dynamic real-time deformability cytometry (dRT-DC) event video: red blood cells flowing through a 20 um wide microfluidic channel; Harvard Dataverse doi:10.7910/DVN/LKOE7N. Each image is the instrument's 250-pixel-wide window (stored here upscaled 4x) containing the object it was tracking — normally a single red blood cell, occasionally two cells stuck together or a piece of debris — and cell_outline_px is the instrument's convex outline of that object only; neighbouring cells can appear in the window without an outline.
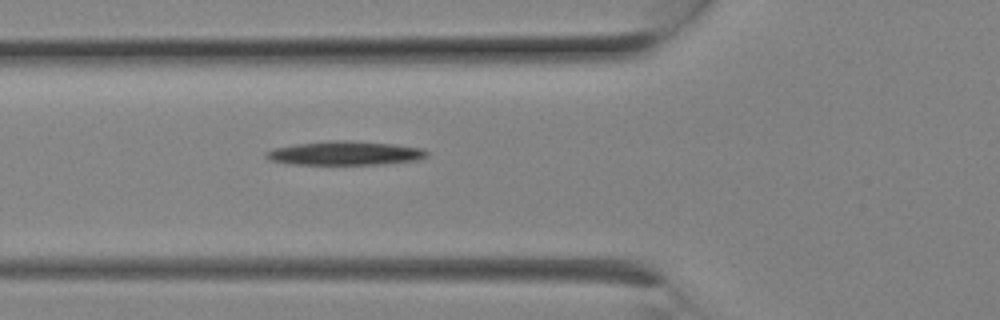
{"species": "Egyptian fruit bat (a non-hibernating species)", "species_latin": "Rousettus aegyptiacus", "temperature_condition": "room temperature", "stored_images_in_passage": 2, "camera_frame_rate_fps": 3000, "um_per_image_px": 0.085, "animal": {"sex": "female"}, "frame": {"image": 1, "passage_image": 2, "time_ms": 0.333, "image_size_px": [1000, 320], "cell_outline_px": [[428, 156], [420, 160], [384, 164], [288, 164], [268, 160], [264, 156], [264, 152], [276, 148], [296, 144], [328, 140], [344, 140], [392, 144], [424, 148], [428, 152]], "centroid_in_image_um": [29.33, 13.02], "position_along_channel_um": 96.5, "area_um2": 22.54}}